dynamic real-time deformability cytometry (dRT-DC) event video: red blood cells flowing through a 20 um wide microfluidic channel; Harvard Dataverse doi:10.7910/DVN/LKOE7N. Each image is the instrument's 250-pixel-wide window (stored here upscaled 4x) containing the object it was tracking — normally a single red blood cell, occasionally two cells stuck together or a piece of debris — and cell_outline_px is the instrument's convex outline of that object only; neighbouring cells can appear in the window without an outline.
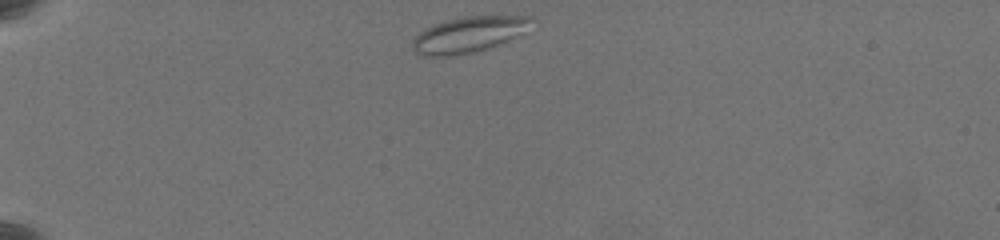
{"species": "common noctule bat (a hibernating species)", "species_latin": "Nyctalus noctula", "temperature_condition": "warm", "stored_images_in_passage": 41, "camera_frame_rate_fps": 3000, "um_per_image_px": 0.085, "animal": {"sex": "female", "body_mass_g": 19.5, "forearm_length_mm": 54.1}, "frame": {"image": 1, "passage_image": 1, "time_ms": 0.0, "image_size_px": [1000, 240], "cell_outline_px": [[536, 20], [524, 32], [496, 44], [472, 52], [448, 56], [420, 56], [412, 48], [412, 40], [420, 32], [436, 24], [448, 20], [464, 16], [532, 16]], "centroid_in_image_um": [39.83, 2.92], "position_along_channel_um": 45.2, "area_um2": 24.28}}
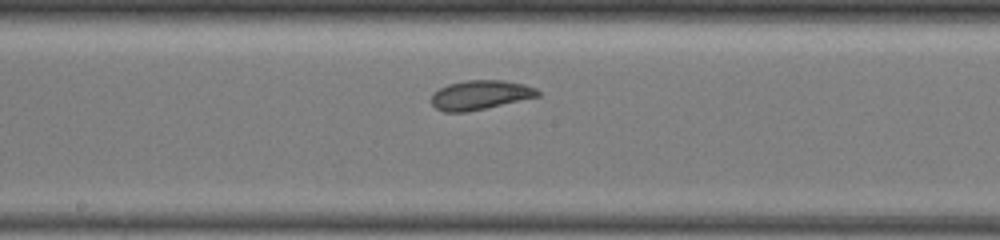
{"frame": {"image": 2, "passage_image": 20, "time_ms": 6.333, "image_size_px": [1000, 240], "cell_outline_px": [[540, 96], [484, 108], [464, 112], [444, 112], [436, 108], [432, 104], [432, 92], [448, 84], [468, 80], [504, 80], [524, 84], [536, 88], [540, 92]], "centroid_in_image_um": [40.81, 8.06], "position_along_channel_um": 207.4, "area_um2": 18.03}}
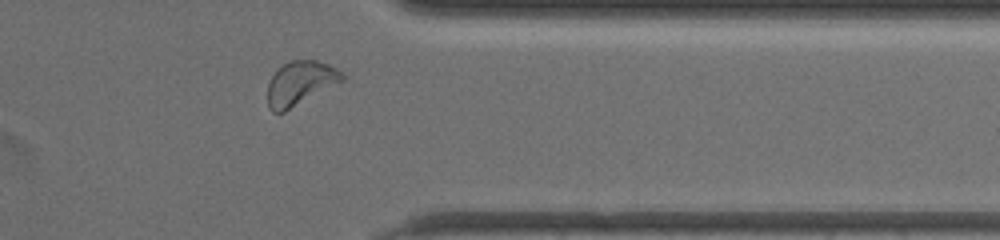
{"frame": {"image": 3, "passage_image": 36, "time_ms": 11.667, "image_size_px": [1000, 240], "cell_outline_px": [[348, 76], [344, 80], [284, 112], [272, 112], [268, 108], [268, 84], [272, 76], [284, 64], [292, 60], [316, 60], [328, 64], [344, 72]], "centroid_in_image_um": [25.55, 7.06], "position_along_channel_um": 385.8, "area_um2": 19.02}, "authors_computed_cell_mechanics": {"area_um2": 18.3804, "velocity_mm_per_s": 3.3999, "shape_relaxation_time_tau1_ms": 4.2569, "shape_relaxation_time_tau2_ms": 1.224, "deformation_change_tau1": 0.0696, "deformation_change_tau2": 0.0657}}